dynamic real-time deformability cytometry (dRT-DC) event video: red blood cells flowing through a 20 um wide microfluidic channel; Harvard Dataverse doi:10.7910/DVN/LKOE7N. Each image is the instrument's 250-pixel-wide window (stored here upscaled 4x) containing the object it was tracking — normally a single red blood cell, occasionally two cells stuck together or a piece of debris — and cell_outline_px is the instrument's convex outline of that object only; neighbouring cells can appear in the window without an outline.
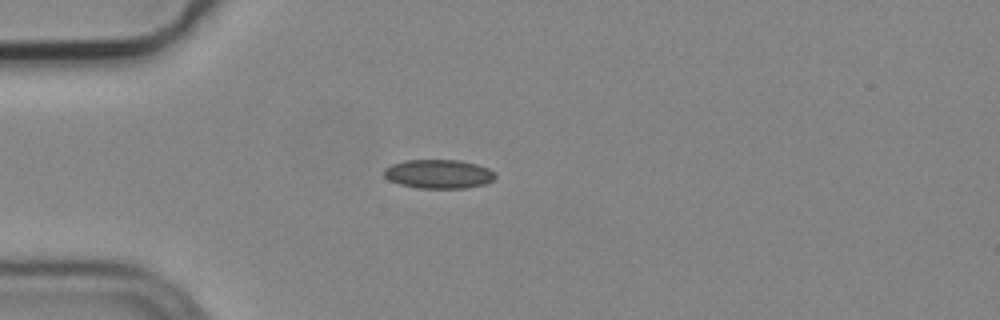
{"species": "common noctule bat (a hibernating species)", "species_latin": "Nyctalus noctula", "temperature_condition": "cold", "stored_images_in_passage": 4, "camera_frame_rate_fps": 3000, "um_per_image_px": 0.085, "animal": {"sex": "male", "body_mass_g": 19.2, "forearm_length_mm": 51.8}, "frame": {"image": 1, "passage_image": 1, "time_ms": 0.0, "image_size_px": [1000, 320], "cell_outline_px": [[496, 176], [492, 180], [484, 184], [464, 188], [416, 188], [400, 184], [388, 180], [384, 176], [384, 168], [392, 164], [404, 160], [460, 160], [476, 164], [488, 168], [496, 172]], "centroid_in_image_um": [37.27, 14.78], "position_along_channel_um": 47.7, "area_um2": 18.84}}
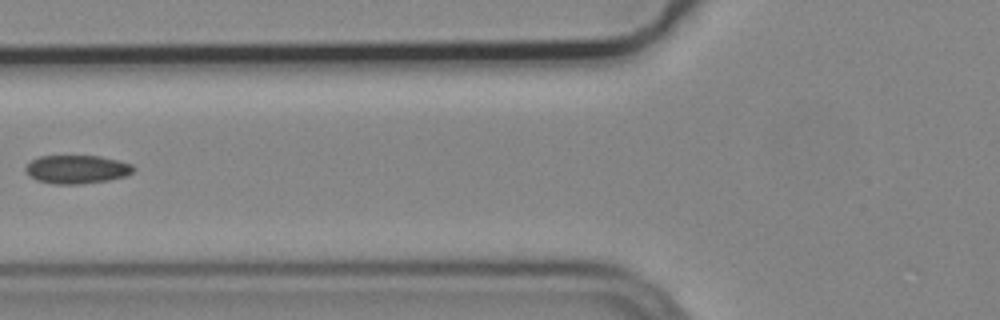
{"frame": {"image": 2, "passage_image": 3, "time_ms": 0.667, "image_size_px": [1000, 320], "cell_outline_px": [[136, 168], [132, 172], [124, 176], [108, 180], [76, 184], [56, 184], [36, 180], [28, 176], [24, 172], [24, 168], [32, 160], [40, 156], [100, 156], [132, 164]], "centroid_in_image_um": [6.49, 14.39], "position_along_channel_um": 119.3, "area_um2": 17.8}}
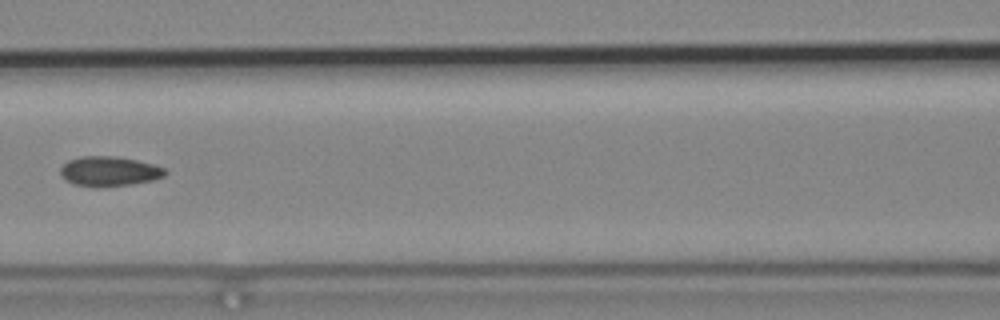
{"frame": {"image": 3, "passage_image": 4, "time_ms": 1.0, "image_size_px": [1000, 320], "cell_outline_px": [[168, 172], [164, 176], [152, 180], [132, 184], [96, 188], [72, 184], [60, 172], [60, 168], [68, 160], [80, 156], [116, 156], [156, 164], [164, 168]], "centroid_in_image_um": [9.3, 14.56], "position_along_channel_um": 157.3, "area_um2": 18.32}}